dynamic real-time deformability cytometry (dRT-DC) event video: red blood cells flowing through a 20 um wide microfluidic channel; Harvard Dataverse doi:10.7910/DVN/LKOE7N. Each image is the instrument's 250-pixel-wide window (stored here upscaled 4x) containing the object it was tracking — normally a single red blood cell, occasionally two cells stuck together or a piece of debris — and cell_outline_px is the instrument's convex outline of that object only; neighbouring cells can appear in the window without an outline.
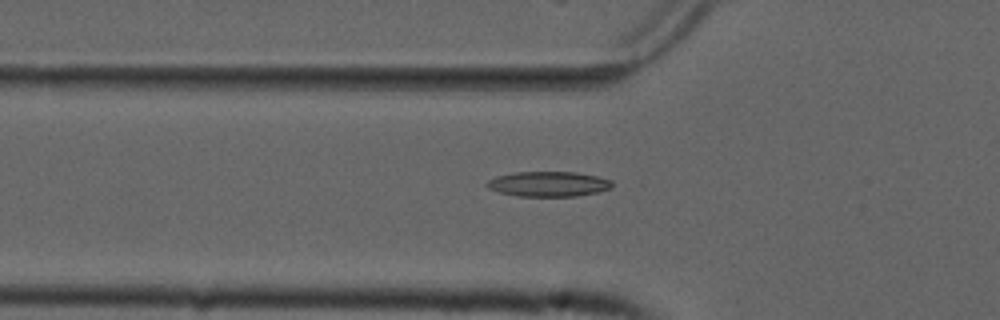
{"species": "common noctule bat (a hibernating species)", "species_latin": "Nyctalus noctula", "temperature_condition": "cold", "stored_images_in_passage": 11, "segment_of_instrument_passage": [1, 2], "camera_frame_rate_fps": 3000, "um_per_image_px": 0.085, "animal": {"sex": "male", "forearm_length_mm": 52.5}, "frame": {"image": 1, "passage_image": 7, "time_ms": 2.0, "image_size_px": [1000, 320], "cell_outline_px": [[612, 188], [596, 192], [576, 196], [520, 196], [500, 192], [488, 188], [484, 184], [488, 180], [496, 176], [516, 172], [576, 172], [596, 176], [612, 180]], "centroid_in_image_um": [46.61, 15.63], "position_along_channel_um": 79.2, "area_um2": 18.21}}
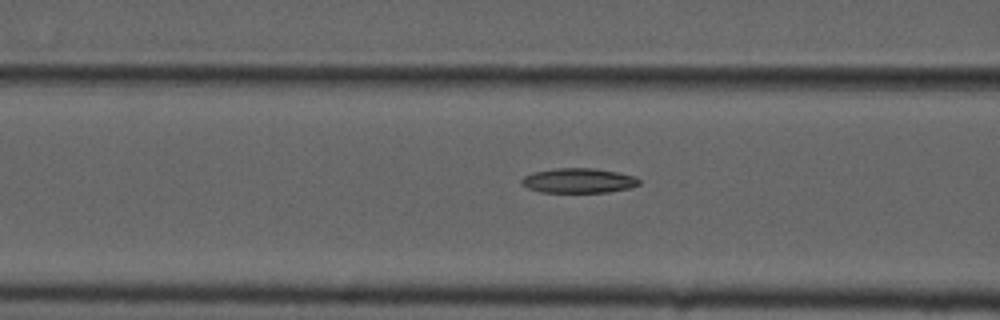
{"frame": {"image": 2, "passage_image": 10, "time_ms": 3.0, "image_size_px": [1000, 320], "cell_outline_px": [[640, 184], [628, 188], [608, 192], [540, 192], [528, 188], [520, 184], [520, 180], [524, 176], [532, 172], [556, 168], [596, 168], [616, 172], [632, 176], [640, 180]], "centroid_in_image_um": [49.12, 15.35], "position_along_channel_um": 117.5, "area_um2": 16.94}}